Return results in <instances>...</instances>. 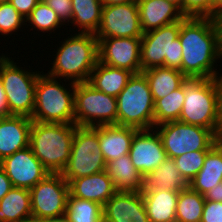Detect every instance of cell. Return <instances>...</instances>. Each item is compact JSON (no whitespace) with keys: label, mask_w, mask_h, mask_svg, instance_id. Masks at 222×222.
I'll use <instances>...</instances> for the list:
<instances>
[{"label":"cell","mask_w":222,"mask_h":222,"mask_svg":"<svg viewBox=\"0 0 222 222\" xmlns=\"http://www.w3.org/2000/svg\"><path fill=\"white\" fill-rule=\"evenodd\" d=\"M182 45L181 72L187 78H218L214 62L221 57L211 17H184L178 35Z\"/></svg>","instance_id":"cell-1"},{"label":"cell","mask_w":222,"mask_h":222,"mask_svg":"<svg viewBox=\"0 0 222 222\" xmlns=\"http://www.w3.org/2000/svg\"><path fill=\"white\" fill-rule=\"evenodd\" d=\"M57 49L53 66L47 75L73 80L74 83L88 82L91 72L99 62L98 39L95 34L78 33Z\"/></svg>","instance_id":"cell-2"},{"label":"cell","mask_w":222,"mask_h":222,"mask_svg":"<svg viewBox=\"0 0 222 222\" xmlns=\"http://www.w3.org/2000/svg\"><path fill=\"white\" fill-rule=\"evenodd\" d=\"M75 124L32 121L29 146L50 173H62L70 158Z\"/></svg>","instance_id":"cell-3"},{"label":"cell","mask_w":222,"mask_h":222,"mask_svg":"<svg viewBox=\"0 0 222 222\" xmlns=\"http://www.w3.org/2000/svg\"><path fill=\"white\" fill-rule=\"evenodd\" d=\"M67 91L56 78L39 74L35 88V106L32 121L42 123L74 124L75 83ZM70 91H72L70 93Z\"/></svg>","instance_id":"cell-4"},{"label":"cell","mask_w":222,"mask_h":222,"mask_svg":"<svg viewBox=\"0 0 222 222\" xmlns=\"http://www.w3.org/2000/svg\"><path fill=\"white\" fill-rule=\"evenodd\" d=\"M179 121L210 129L216 135L218 122V78H188Z\"/></svg>","instance_id":"cell-5"},{"label":"cell","mask_w":222,"mask_h":222,"mask_svg":"<svg viewBox=\"0 0 222 222\" xmlns=\"http://www.w3.org/2000/svg\"><path fill=\"white\" fill-rule=\"evenodd\" d=\"M117 98V125L138 130L154 129V100L141 72L133 74Z\"/></svg>","instance_id":"cell-6"},{"label":"cell","mask_w":222,"mask_h":222,"mask_svg":"<svg viewBox=\"0 0 222 222\" xmlns=\"http://www.w3.org/2000/svg\"><path fill=\"white\" fill-rule=\"evenodd\" d=\"M181 20L146 32L141 37V72L154 67L181 71L182 45L178 37Z\"/></svg>","instance_id":"cell-7"},{"label":"cell","mask_w":222,"mask_h":222,"mask_svg":"<svg viewBox=\"0 0 222 222\" xmlns=\"http://www.w3.org/2000/svg\"><path fill=\"white\" fill-rule=\"evenodd\" d=\"M15 64L10 58L0 56V80L6 94L9 114L31 118L35 106V88L40 73L24 71Z\"/></svg>","instance_id":"cell-8"},{"label":"cell","mask_w":222,"mask_h":222,"mask_svg":"<svg viewBox=\"0 0 222 222\" xmlns=\"http://www.w3.org/2000/svg\"><path fill=\"white\" fill-rule=\"evenodd\" d=\"M117 108L116 97L96 90L88 82L75 83L74 124L76 126L117 125Z\"/></svg>","instance_id":"cell-9"},{"label":"cell","mask_w":222,"mask_h":222,"mask_svg":"<svg viewBox=\"0 0 222 222\" xmlns=\"http://www.w3.org/2000/svg\"><path fill=\"white\" fill-rule=\"evenodd\" d=\"M106 169V162L99 147L98 126H77L70 158L61 175L69 183L73 179L89 176Z\"/></svg>","instance_id":"cell-10"},{"label":"cell","mask_w":222,"mask_h":222,"mask_svg":"<svg viewBox=\"0 0 222 222\" xmlns=\"http://www.w3.org/2000/svg\"><path fill=\"white\" fill-rule=\"evenodd\" d=\"M157 126L154 128H157L156 131L161 138L167 158L174 159L191 151L210 150L218 142L216 135L202 126L179 120Z\"/></svg>","instance_id":"cell-11"},{"label":"cell","mask_w":222,"mask_h":222,"mask_svg":"<svg viewBox=\"0 0 222 222\" xmlns=\"http://www.w3.org/2000/svg\"><path fill=\"white\" fill-rule=\"evenodd\" d=\"M32 218L66 214L69 183L61 173H50L30 189Z\"/></svg>","instance_id":"cell-12"},{"label":"cell","mask_w":222,"mask_h":222,"mask_svg":"<svg viewBox=\"0 0 222 222\" xmlns=\"http://www.w3.org/2000/svg\"><path fill=\"white\" fill-rule=\"evenodd\" d=\"M137 2L102 7L96 38L142 37Z\"/></svg>","instance_id":"cell-13"},{"label":"cell","mask_w":222,"mask_h":222,"mask_svg":"<svg viewBox=\"0 0 222 222\" xmlns=\"http://www.w3.org/2000/svg\"><path fill=\"white\" fill-rule=\"evenodd\" d=\"M99 62L141 73V37L97 38Z\"/></svg>","instance_id":"cell-14"},{"label":"cell","mask_w":222,"mask_h":222,"mask_svg":"<svg viewBox=\"0 0 222 222\" xmlns=\"http://www.w3.org/2000/svg\"><path fill=\"white\" fill-rule=\"evenodd\" d=\"M13 187L31 189L50 172L34 155L30 146L18 150L0 161Z\"/></svg>","instance_id":"cell-15"},{"label":"cell","mask_w":222,"mask_h":222,"mask_svg":"<svg viewBox=\"0 0 222 222\" xmlns=\"http://www.w3.org/2000/svg\"><path fill=\"white\" fill-rule=\"evenodd\" d=\"M129 156L142 176L151 173L167 158L161 138L153 129L138 130L134 134Z\"/></svg>","instance_id":"cell-16"},{"label":"cell","mask_w":222,"mask_h":222,"mask_svg":"<svg viewBox=\"0 0 222 222\" xmlns=\"http://www.w3.org/2000/svg\"><path fill=\"white\" fill-rule=\"evenodd\" d=\"M103 222H150L141 192H116L103 206Z\"/></svg>","instance_id":"cell-17"},{"label":"cell","mask_w":222,"mask_h":222,"mask_svg":"<svg viewBox=\"0 0 222 222\" xmlns=\"http://www.w3.org/2000/svg\"><path fill=\"white\" fill-rule=\"evenodd\" d=\"M31 126L27 116L0 117V161L29 146Z\"/></svg>","instance_id":"cell-18"},{"label":"cell","mask_w":222,"mask_h":222,"mask_svg":"<svg viewBox=\"0 0 222 222\" xmlns=\"http://www.w3.org/2000/svg\"><path fill=\"white\" fill-rule=\"evenodd\" d=\"M116 192L113 181L106 171L73 179L69 182V194L72 197L94 201L102 206Z\"/></svg>","instance_id":"cell-19"},{"label":"cell","mask_w":222,"mask_h":222,"mask_svg":"<svg viewBox=\"0 0 222 222\" xmlns=\"http://www.w3.org/2000/svg\"><path fill=\"white\" fill-rule=\"evenodd\" d=\"M143 33L182 20L185 16L167 0H137Z\"/></svg>","instance_id":"cell-20"},{"label":"cell","mask_w":222,"mask_h":222,"mask_svg":"<svg viewBox=\"0 0 222 222\" xmlns=\"http://www.w3.org/2000/svg\"><path fill=\"white\" fill-rule=\"evenodd\" d=\"M138 129L119 125L98 126L99 147L106 163L129 154L131 141Z\"/></svg>","instance_id":"cell-21"},{"label":"cell","mask_w":222,"mask_h":222,"mask_svg":"<svg viewBox=\"0 0 222 222\" xmlns=\"http://www.w3.org/2000/svg\"><path fill=\"white\" fill-rule=\"evenodd\" d=\"M189 187V183L179 172L176 162L166 158L155 170L143 176L141 193L152 190H171L180 192Z\"/></svg>","instance_id":"cell-22"},{"label":"cell","mask_w":222,"mask_h":222,"mask_svg":"<svg viewBox=\"0 0 222 222\" xmlns=\"http://www.w3.org/2000/svg\"><path fill=\"white\" fill-rule=\"evenodd\" d=\"M141 194L150 222H176V205L179 192L152 190Z\"/></svg>","instance_id":"cell-23"},{"label":"cell","mask_w":222,"mask_h":222,"mask_svg":"<svg viewBox=\"0 0 222 222\" xmlns=\"http://www.w3.org/2000/svg\"><path fill=\"white\" fill-rule=\"evenodd\" d=\"M222 182V141H218L206 154L201 170L189 182V187L204 195Z\"/></svg>","instance_id":"cell-24"},{"label":"cell","mask_w":222,"mask_h":222,"mask_svg":"<svg viewBox=\"0 0 222 222\" xmlns=\"http://www.w3.org/2000/svg\"><path fill=\"white\" fill-rule=\"evenodd\" d=\"M105 171L117 192L141 191L143 176L134 167L129 154L106 163Z\"/></svg>","instance_id":"cell-25"},{"label":"cell","mask_w":222,"mask_h":222,"mask_svg":"<svg viewBox=\"0 0 222 222\" xmlns=\"http://www.w3.org/2000/svg\"><path fill=\"white\" fill-rule=\"evenodd\" d=\"M31 219L30 190L12 187L0 200V222H30Z\"/></svg>","instance_id":"cell-26"},{"label":"cell","mask_w":222,"mask_h":222,"mask_svg":"<svg viewBox=\"0 0 222 222\" xmlns=\"http://www.w3.org/2000/svg\"><path fill=\"white\" fill-rule=\"evenodd\" d=\"M132 75L133 73L128 70L110 67L98 62L91 72L88 83L98 91L117 97Z\"/></svg>","instance_id":"cell-27"},{"label":"cell","mask_w":222,"mask_h":222,"mask_svg":"<svg viewBox=\"0 0 222 222\" xmlns=\"http://www.w3.org/2000/svg\"><path fill=\"white\" fill-rule=\"evenodd\" d=\"M148 80L154 102L180 88L188 79L180 70L165 66L142 71Z\"/></svg>","instance_id":"cell-28"},{"label":"cell","mask_w":222,"mask_h":222,"mask_svg":"<svg viewBox=\"0 0 222 222\" xmlns=\"http://www.w3.org/2000/svg\"><path fill=\"white\" fill-rule=\"evenodd\" d=\"M71 3V23L82 29L80 33L96 34L101 23V0H71Z\"/></svg>","instance_id":"cell-29"},{"label":"cell","mask_w":222,"mask_h":222,"mask_svg":"<svg viewBox=\"0 0 222 222\" xmlns=\"http://www.w3.org/2000/svg\"><path fill=\"white\" fill-rule=\"evenodd\" d=\"M204 204V195L190 187L183 189L177 199L176 222H201Z\"/></svg>","instance_id":"cell-30"},{"label":"cell","mask_w":222,"mask_h":222,"mask_svg":"<svg viewBox=\"0 0 222 222\" xmlns=\"http://www.w3.org/2000/svg\"><path fill=\"white\" fill-rule=\"evenodd\" d=\"M185 100L184 84L164 98L154 102V127L171 121L179 120Z\"/></svg>","instance_id":"cell-31"},{"label":"cell","mask_w":222,"mask_h":222,"mask_svg":"<svg viewBox=\"0 0 222 222\" xmlns=\"http://www.w3.org/2000/svg\"><path fill=\"white\" fill-rule=\"evenodd\" d=\"M66 214L72 222H103V206L94 201L72 197L67 200Z\"/></svg>","instance_id":"cell-32"},{"label":"cell","mask_w":222,"mask_h":222,"mask_svg":"<svg viewBox=\"0 0 222 222\" xmlns=\"http://www.w3.org/2000/svg\"><path fill=\"white\" fill-rule=\"evenodd\" d=\"M31 23L37 30L51 31L61 27V20L58 18L56 12L50 8L43 0H41L36 7L31 11L26 18V22Z\"/></svg>","instance_id":"cell-33"},{"label":"cell","mask_w":222,"mask_h":222,"mask_svg":"<svg viewBox=\"0 0 222 222\" xmlns=\"http://www.w3.org/2000/svg\"><path fill=\"white\" fill-rule=\"evenodd\" d=\"M208 151L209 150L191 151L174 158L179 172L188 183L203 167Z\"/></svg>","instance_id":"cell-34"},{"label":"cell","mask_w":222,"mask_h":222,"mask_svg":"<svg viewBox=\"0 0 222 222\" xmlns=\"http://www.w3.org/2000/svg\"><path fill=\"white\" fill-rule=\"evenodd\" d=\"M26 19L10 3H0V33L9 35L24 25Z\"/></svg>","instance_id":"cell-35"},{"label":"cell","mask_w":222,"mask_h":222,"mask_svg":"<svg viewBox=\"0 0 222 222\" xmlns=\"http://www.w3.org/2000/svg\"><path fill=\"white\" fill-rule=\"evenodd\" d=\"M185 17H213V0H184Z\"/></svg>","instance_id":"cell-36"},{"label":"cell","mask_w":222,"mask_h":222,"mask_svg":"<svg viewBox=\"0 0 222 222\" xmlns=\"http://www.w3.org/2000/svg\"><path fill=\"white\" fill-rule=\"evenodd\" d=\"M50 8H52L62 23H69L72 19V3L71 0H43Z\"/></svg>","instance_id":"cell-37"},{"label":"cell","mask_w":222,"mask_h":222,"mask_svg":"<svg viewBox=\"0 0 222 222\" xmlns=\"http://www.w3.org/2000/svg\"><path fill=\"white\" fill-rule=\"evenodd\" d=\"M201 222H222V202L205 200Z\"/></svg>","instance_id":"cell-38"},{"label":"cell","mask_w":222,"mask_h":222,"mask_svg":"<svg viewBox=\"0 0 222 222\" xmlns=\"http://www.w3.org/2000/svg\"><path fill=\"white\" fill-rule=\"evenodd\" d=\"M41 0H11V4L26 19Z\"/></svg>","instance_id":"cell-39"},{"label":"cell","mask_w":222,"mask_h":222,"mask_svg":"<svg viewBox=\"0 0 222 222\" xmlns=\"http://www.w3.org/2000/svg\"><path fill=\"white\" fill-rule=\"evenodd\" d=\"M216 138L218 141H222V75L218 77V122Z\"/></svg>","instance_id":"cell-40"},{"label":"cell","mask_w":222,"mask_h":222,"mask_svg":"<svg viewBox=\"0 0 222 222\" xmlns=\"http://www.w3.org/2000/svg\"><path fill=\"white\" fill-rule=\"evenodd\" d=\"M13 185L0 166V200L12 189Z\"/></svg>","instance_id":"cell-41"},{"label":"cell","mask_w":222,"mask_h":222,"mask_svg":"<svg viewBox=\"0 0 222 222\" xmlns=\"http://www.w3.org/2000/svg\"><path fill=\"white\" fill-rule=\"evenodd\" d=\"M205 200L214 201V202H222V182L215 185L214 188L209 189L204 194Z\"/></svg>","instance_id":"cell-42"},{"label":"cell","mask_w":222,"mask_h":222,"mask_svg":"<svg viewBox=\"0 0 222 222\" xmlns=\"http://www.w3.org/2000/svg\"><path fill=\"white\" fill-rule=\"evenodd\" d=\"M216 32H217V38H218V43H219V48H220V53H221V58H222V11L217 12L213 17H212Z\"/></svg>","instance_id":"cell-43"},{"label":"cell","mask_w":222,"mask_h":222,"mask_svg":"<svg viewBox=\"0 0 222 222\" xmlns=\"http://www.w3.org/2000/svg\"><path fill=\"white\" fill-rule=\"evenodd\" d=\"M9 109L7 106L6 94L3 89L2 82L0 80V117L9 116Z\"/></svg>","instance_id":"cell-44"},{"label":"cell","mask_w":222,"mask_h":222,"mask_svg":"<svg viewBox=\"0 0 222 222\" xmlns=\"http://www.w3.org/2000/svg\"><path fill=\"white\" fill-rule=\"evenodd\" d=\"M30 222H72L67 214L57 217L32 218Z\"/></svg>","instance_id":"cell-45"},{"label":"cell","mask_w":222,"mask_h":222,"mask_svg":"<svg viewBox=\"0 0 222 222\" xmlns=\"http://www.w3.org/2000/svg\"><path fill=\"white\" fill-rule=\"evenodd\" d=\"M102 5H115V4H126V3H132L137 2V0H101Z\"/></svg>","instance_id":"cell-46"},{"label":"cell","mask_w":222,"mask_h":222,"mask_svg":"<svg viewBox=\"0 0 222 222\" xmlns=\"http://www.w3.org/2000/svg\"><path fill=\"white\" fill-rule=\"evenodd\" d=\"M167 1L175 5L184 15V0H167Z\"/></svg>","instance_id":"cell-47"},{"label":"cell","mask_w":222,"mask_h":222,"mask_svg":"<svg viewBox=\"0 0 222 222\" xmlns=\"http://www.w3.org/2000/svg\"><path fill=\"white\" fill-rule=\"evenodd\" d=\"M222 11V0H213V16Z\"/></svg>","instance_id":"cell-48"},{"label":"cell","mask_w":222,"mask_h":222,"mask_svg":"<svg viewBox=\"0 0 222 222\" xmlns=\"http://www.w3.org/2000/svg\"><path fill=\"white\" fill-rule=\"evenodd\" d=\"M11 2V0H0V3Z\"/></svg>","instance_id":"cell-49"}]
</instances>
